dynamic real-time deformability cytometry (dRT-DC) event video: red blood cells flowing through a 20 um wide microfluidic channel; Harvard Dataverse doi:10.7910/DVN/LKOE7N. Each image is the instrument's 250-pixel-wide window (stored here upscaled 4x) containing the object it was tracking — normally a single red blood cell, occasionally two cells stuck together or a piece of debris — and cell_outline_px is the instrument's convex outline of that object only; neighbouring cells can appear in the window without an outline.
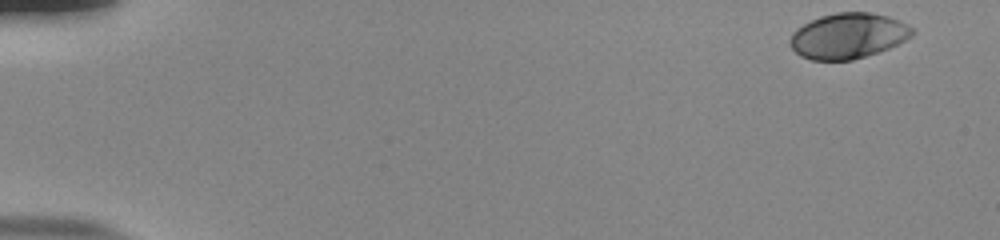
{"species": "human", "species_latin": "Homo sapiens", "temperature_condition": "room temperature", "stored_images_in_passage": 52, "camera_frame_rate_fps": 3000, "um_per_image_px": 0.085, "donor": {"sex": "male"}, "frame": {"image": 1, "passage_image": 1, "time_ms": 0.0, "image_size_px": [1000, 240], "cell_outline_px": [[916, 32], [912, 36], [888, 48], [852, 60], [812, 60], [800, 56], [788, 44], [788, 40], [792, 32], [796, 28], [820, 16], [836, 12], [868, 12], [888, 16], [908, 24]], "centroid_in_image_um": [72.06, 3.04], "position_along_channel_um": 12.9, "area_um2": 32.37}}
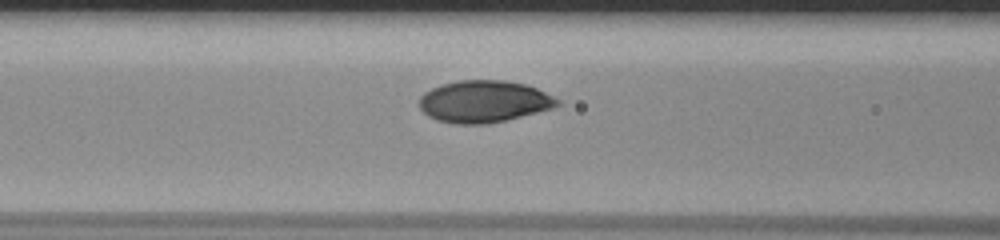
{"frame": {"image": 2, "passage_image": 22, "time_ms": 7.0, "image_size_px": [1000, 240], "cell_outline_px": [[560, 104], [552, 108], [508, 120], [488, 124], [456, 124], [436, 120], [428, 116], [420, 108], [420, 96], [424, 92], [440, 84], [460, 80], [504, 80], [524, 84], [536, 88], [560, 100]], "centroid_in_image_um": [41.12, 8.63], "position_along_channel_um": 125.5, "area_um2": 33.81}}
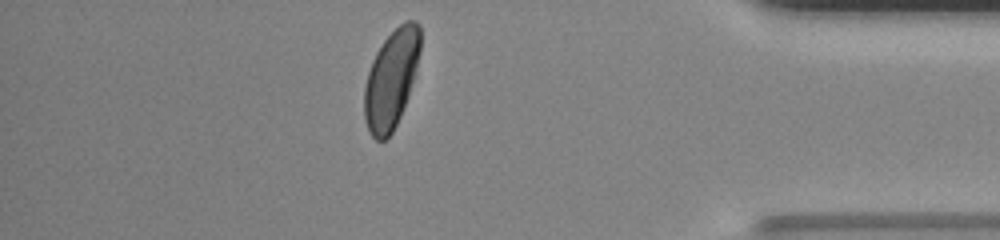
{"frame": {"image": 3, "passage_image": 46, "time_ms": 15.0, "image_size_px": [1000, 240], "cell_outline_px": [[420, 52], [416, 68], [408, 96], [400, 116], [392, 132], [384, 140], [376, 140], [368, 132], [364, 120], [364, 88], [368, 72], [372, 60], [376, 52], [384, 40], [404, 20], [416, 20], [420, 24]], "centroid_in_image_um": [33.24, 6.72], "position_along_channel_um": 402.0, "area_um2": 32.02}, "authors_computed_cell_mechanics": {"area_um2": 32.8593, "velocity_mm_per_s": 3.8265, "shape_relaxation_time_tau1_ms": 2.5424, "shape_relaxation_time_tau2_ms": null, "deformation_change_tau1": 0.1359, "deformation_change_tau2": null}}